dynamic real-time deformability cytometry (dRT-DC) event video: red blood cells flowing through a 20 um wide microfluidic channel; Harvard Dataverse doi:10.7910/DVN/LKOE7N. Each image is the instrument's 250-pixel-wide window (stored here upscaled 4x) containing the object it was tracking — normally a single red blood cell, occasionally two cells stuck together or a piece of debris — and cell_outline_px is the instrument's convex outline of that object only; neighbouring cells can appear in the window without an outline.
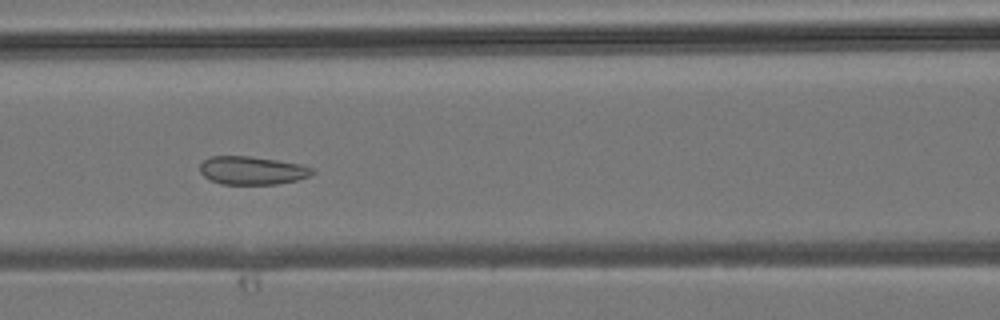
{"species": "common noctule bat (a hibernating species)", "species_latin": "Nyctalus noctula", "temperature_condition": "room temperature", "stored_images_in_passage": 26, "camera_frame_rate_fps": 3000, "um_per_image_px": 0.085, "animal": {"sex": "male", "body_mass_g": 19.2, "forearm_length_mm": 51.8}, "frame": {"image": 1, "passage_image": 10, "time_ms": 3.0, "image_size_px": [1000, 320], "cell_outline_px": [[316, 172], [308, 176], [296, 180], [276, 184], [220, 184], [204, 176], [200, 172], [200, 164], [204, 160], [212, 156], [248, 156], [276, 160], [300, 164], [316, 168]], "centroid_in_image_um": [21.45, 14.49], "position_along_channel_um": 145.1, "area_um2": 18.44}}
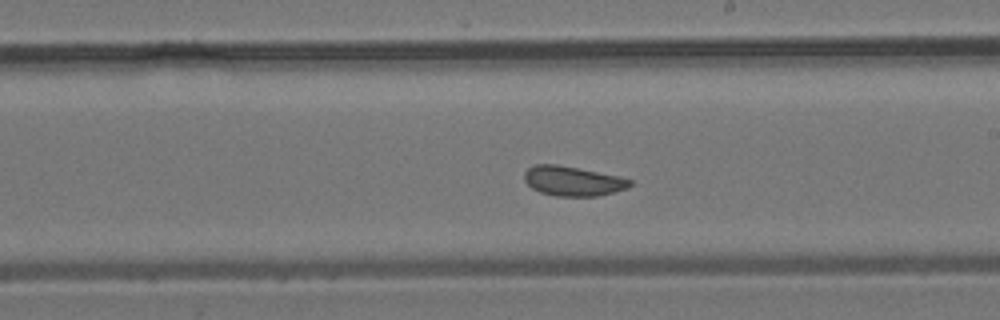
{"frame": {"image": 2, "passage_image": 16, "time_ms": 5.0, "image_size_px": [1000, 320], "cell_outline_px": [[632, 184], [628, 188], [596, 196], [556, 196], [540, 192], [532, 188], [524, 180], [524, 172], [528, 168], [536, 164], [556, 164], [620, 176], [632, 180]], "centroid_in_image_um": [48.68, 15.38], "position_along_channel_um": 240.3, "area_um2": 18.21}}
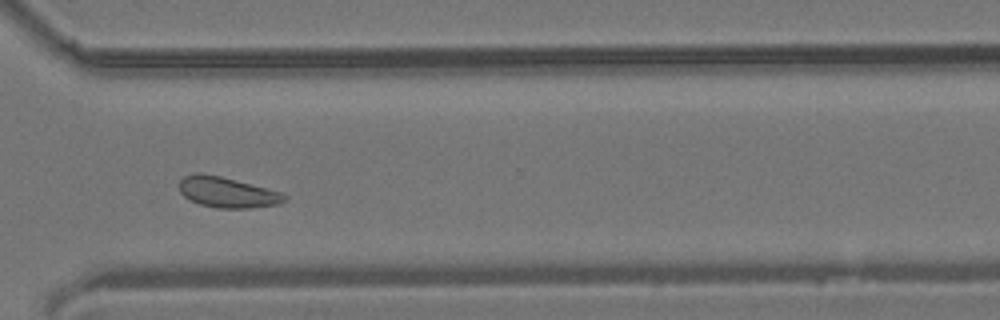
{"frame": {"image": 3, "passage_image": 23, "time_ms": 7.333, "image_size_px": [1000, 320], "cell_outline_px": [[288, 196], [280, 204], [248, 208], [216, 208], [200, 204], [188, 200], [180, 192], [180, 180], [184, 176], [196, 172], [200, 172], [220, 176], [284, 192]], "centroid_in_image_um": [19.32, 16.34], "position_along_channel_um": 351.3, "area_um2": 18.9}}